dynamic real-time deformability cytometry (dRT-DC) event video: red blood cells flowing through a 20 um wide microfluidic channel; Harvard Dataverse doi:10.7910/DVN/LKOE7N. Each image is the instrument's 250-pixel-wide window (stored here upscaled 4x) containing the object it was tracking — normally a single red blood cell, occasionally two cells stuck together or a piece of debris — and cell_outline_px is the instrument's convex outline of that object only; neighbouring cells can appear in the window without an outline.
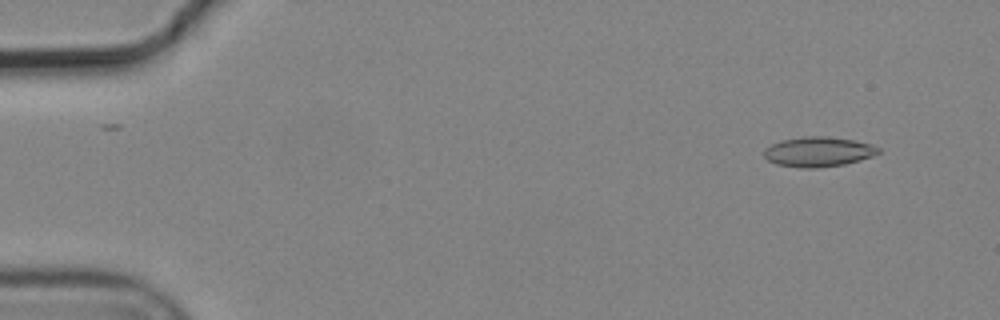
{"species": "common noctule bat (a hibernating species)", "species_latin": "Nyctalus noctula", "temperature_condition": "cold", "stored_images_in_passage": 6, "camera_frame_rate_fps": 3000, "um_per_image_px": 0.085, "animal": {"sex": "male", "body_mass_g": 19.2, "forearm_length_mm": 51.8}, "frame": {"image": 1, "passage_image": 2, "time_ms": 0.333, "image_size_px": [1000, 320], "cell_outline_px": [[880, 152], [872, 156], [860, 160], [844, 164], [820, 168], [800, 168], [776, 164], [768, 160], [764, 156], [764, 148], [780, 140], [804, 136], [828, 136], [856, 140], [872, 144], [880, 148]], "centroid_in_image_um": [69.56, 12.89], "position_along_channel_um": 15.4, "area_um2": 20.17}}
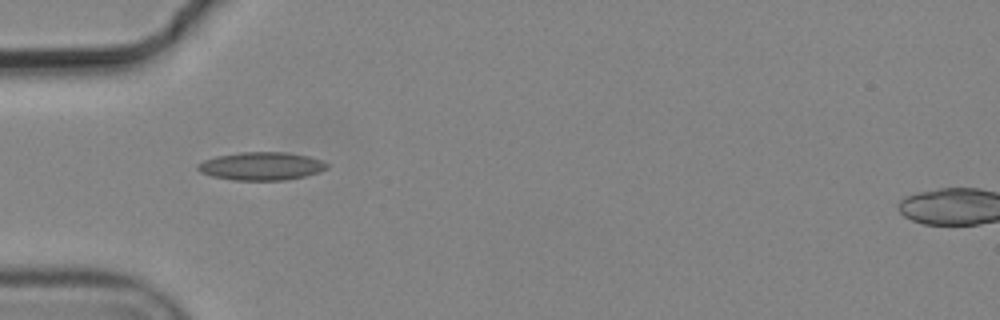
{"frame": {"image": 2, "passage_image": 5, "time_ms": 1.333, "image_size_px": [1000, 320], "cell_outline_px": [[328, 168], [320, 172], [304, 176], [284, 180], [232, 180], [212, 176], [200, 172], [196, 168], [196, 164], [204, 160], [216, 156], [240, 152], [284, 152], [308, 156], [320, 160], [328, 164]], "centroid_in_image_um": [22.19, 14.12], "position_along_channel_um": 62.8, "area_um2": 21.15}}
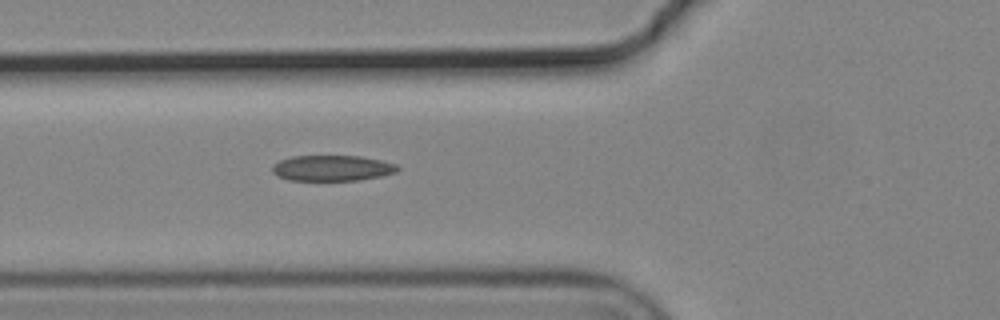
{"frame": {"image": 3, "passage_image": 6, "time_ms": 1.667, "image_size_px": [1000, 320], "cell_outline_px": [[400, 168], [396, 172], [380, 176], [360, 180], [288, 180], [276, 176], [272, 172], [272, 164], [280, 160], [292, 156], [360, 156], [380, 160], [396, 164]], "centroid_in_image_um": [28.2, 14.29], "position_along_channel_um": 97.6, "area_um2": 18.79}}